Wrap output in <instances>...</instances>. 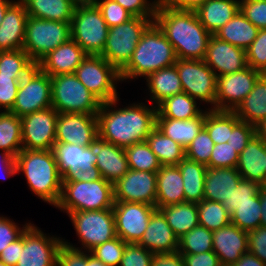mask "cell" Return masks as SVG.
<instances>
[{
  "label": "cell",
  "instance_id": "1",
  "mask_svg": "<svg viewBox=\"0 0 266 266\" xmlns=\"http://www.w3.org/2000/svg\"><path fill=\"white\" fill-rule=\"evenodd\" d=\"M119 100L101 104L96 114L98 138L123 148L146 141L156 127L157 107L137 102L117 108Z\"/></svg>",
  "mask_w": 266,
  "mask_h": 266
},
{
  "label": "cell",
  "instance_id": "2",
  "mask_svg": "<svg viewBox=\"0 0 266 266\" xmlns=\"http://www.w3.org/2000/svg\"><path fill=\"white\" fill-rule=\"evenodd\" d=\"M154 22L173 45L177 59H204L211 34L195 11L173 9L158 2Z\"/></svg>",
  "mask_w": 266,
  "mask_h": 266
},
{
  "label": "cell",
  "instance_id": "3",
  "mask_svg": "<svg viewBox=\"0 0 266 266\" xmlns=\"http://www.w3.org/2000/svg\"><path fill=\"white\" fill-rule=\"evenodd\" d=\"M17 174L23 172L30 190L56 206L62 191V176L53 150L22 149L15 157Z\"/></svg>",
  "mask_w": 266,
  "mask_h": 266
},
{
  "label": "cell",
  "instance_id": "4",
  "mask_svg": "<svg viewBox=\"0 0 266 266\" xmlns=\"http://www.w3.org/2000/svg\"><path fill=\"white\" fill-rule=\"evenodd\" d=\"M177 56L173 45L153 22L143 33L128 64L120 71L122 81L146 78L162 68L173 66Z\"/></svg>",
  "mask_w": 266,
  "mask_h": 266
},
{
  "label": "cell",
  "instance_id": "5",
  "mask_svg": "<svg viewBox=\"0 0 266 266\" xmlns=\"http://www.w3.org/2000/svg\"><path fill=\"white\" fill-rule=\"evenodd\" d=\"M113 184L103 178L95 181H62L59 210L67 213L113 208Z\"/></svg>",
  "mask_w": 266,
  "mask_h": 266
},
{
  "label": "cell",
  "instance_id": "6",
  "mask_svg": "<svg viewBox=\"0 0 266 266\" xmlns=\"http://www.w3.org/2000/svg\"><path fill=\"white\" fill-rule=\"evenodd\" d=\"M52 107L58 113L97 114L102 102L93 95L75 74L50 77Z\"/></svg>",
  "mask_w": 266,
  "mask_h": 266
},
{
  "label": "cell",
  "instance_id": "7",
  "mask_svg": "<svg viewBox=\"0 0 266 266\" xmlns=\"http://www.w3.org/2000/svg\"><path fill=\"white\" fill-rule=\"evenodd\" d=\"M154 18L132 17L127 22L109 28L101 56L119 72L128 64L143 33Z\"/></svg>",
  "mask_w": 266,
  "mask_h": 266
},
{
  "label": "cell",
  "instance_id": "8",
  "mask_svg": "<svg viewBox=\"0 0 266 266\" xmlns=\"http://www.w3.org/2000/svg\"><path fill=\"white\" fill-rule=\"evenodd\" d=\"M71 39V22L28 16L23 50L37 64L44 56Z\"/></svg>",
  "mask_w": 266,
  "mask_h": 266
},
{
  "label": "cell",
  "instance_id": "9",
  "mask_svg": "<svg viewBox=\"0 0 266 266\" xmlns=\"http://www.w3.org/2000/svg\"><path fill=\"white\" fill-rule=\"evenodd\" d=\"M109 27L96 4L75 7L71 20V39L88 55H101Z\"/></svg>",
  "mask_w": 266,
  "mask_h": 266
},
{
  "label": "cell",
  "instance_id": "10",
  "mask_svg": "<svg viewBox=\"0 0 266 266\" xmlns=\"http://www.w3.org/2000/svg\"><path fill=\"white\" fill-rule=\"evenodd\" d=\"M74 74L102 103L119 98L116 84L122 81L120 72L101 55H87Z\"/></svg>",
  "mask_w": 266,
  "mask_h": 266
},
{
  "label": "cell",
  "instance_id": "11",
  "mask_svg": "<svg viewBox=\"0 0 266 266\" xmlns=\"http://www.w3.org/2000/svg\"><path fill=\"white\" fill-rule=\"evenodd\" d=\"M84 251H90L116 237L112 208L68 214Z\"/></svg>",
  "mask_w": 266,
  "mask_h": 266
},
{
  "label": "cell",
  "instance_id": "12",
  "mask_svg": "<svg viewBox=\"0 0 266 266\" xmlns=\"http://www.w3.org/2000/svg\"><path fill=\"white\" fill-rule=\"evenodd\" d=\"M177 68L183 92L190 97L211 105L215 109L217 75L204 60L177 59Z\"/></svg>",
  "mask_w": 266,
  "mask_h": 266
},
{
  "label": "cell",
  "instance_id": "13",
  "mask_svg": "<svg viewBox=\"0 0 266 266\" xmlns=\"http://www.w3.org/2000/svg\"><path fill=\"white\" fill-rule=\"evenodd\" d=\"M52 107L50 76L37 65L20 81L17 96L9 111L18 117Z\"/></svg>",
  "mask_w": 266,
  "mask_h": 266
},
{
  "label": "cell",
  "instance_id": "14",
  "mask_svg": "<svg viewBox=\"0 0 266 266\" xmlns=\"http://www.w3.org/2000/svg\"><path fill=\"white\" fill-rule=\"evenodd\" d=\"M64 238L47 235L34 224L23 232V249L16 266H57V255Z\"/></svg>",
  "mask_w": 266,
  "mask_h": 266
},
{
  "label": "cell",
  "instance_id": "15",
  "mask_svg": "<svg viewBox=\"0 0 266 266\" xmlns=\"http://www.w3.org/2000/svg\"><path fill=\"white\" fill-rule=\"evenodd\" d=\"M58 112L48 107L21 117L22 149L53 150Z\"/></svg>",
  "mask_w": 266,
  "mask_h": 266
},
{
  "label": "cell",
  "instance_id": "16",
  "mask_svg": "<svg viewBox=\"0 0 266 266\" xmlns=\"http://www.w3.org/2000/svg\"><path fill=\"white\" fill-rule=\"evenodd\" d=\"M157 208L136 202H114L116 236L126 243H138Z\"/></svg>",
  "mask_w": 266,
  "mask_h": 266
},
{
  "label": "cell",
  "instance_id": "17",
  "mask_svg": "<svg viewBox=\"0 0 266 266\" xmlns=\"http://www.w3.org/2000/svg\"><path fill=\"white\" fill-rule=\"evenodd\" d=\"M261 72L246 68L217 77L215 110L234 111L253 90Z\"/></svg>",
  "mask_w": 266,
  "mask_h": 266
},
{
  "label": "cell",
  "instance_id": "18",
  "mask_svg": "<svg viewBox=\"0 0 266 266\" xmlns=\"http://www.w3.org/2000/svg\"><path fill=\"white\" fill-rule=\"evenodd\" d=\"M98 139L96 114L59 113L56 122V143L91 146Z\"/></svg>",
  "mask_w": 266,
  "mask_h": 266
},
{
  "label": "cell",
  "instance_id": "19",
  "mask_svg": "<svg viewBox=\"0 0 266 266\" xmlns=\"http://www.w3.org/2000/svg\"><path fill=\"white\" fill-rule=\"evenodd\" d=\"M157 172H128L113 184L114 202H136L155 206L157 198Z\"/></svg>",
  "mask_w": 266,
  "mask_h": 266
},
{
  "label": "cell",
  "instance_id": "20",
  "mask_svg": "<svg viewBox=\"0 0 266 266\" xmlns=\"http://www.w3.org/2000/svg\"><path fill=\"white\" fill-rule=\"evenodd\" d=\"M204 62L218 76L234 73L247 67L246 50L211 35Z\"/></svg>",
  "mask_w": 266,
  "mask_h": 266
},
{
  "label": "cell",
  "instance_id": "21",
  "mask_svg": "<svg viewBox=\"0 0 266 266\" xmlns=\"http://www.w3.org/2000/svg\"><path fill=\"white\" fill-rule=\"evenodd\" d=\"M212 243L221 265L232 266L248 252V233L230 222L213 231Z\"/></svg>",
  "mask_w": 266,
  "mask_h": 266
},
{
  "label": "cell",
  "instance_id": "22",
  "mask_svg": "<svg viewBox=\"0 0 266 266\" xmlns=\"http://www.w3.org/2000/svg\"><path fill=\"white\" fill-rule=\"evenodd\" d=\"M88 54L72 39L44 56L36 65L50 77L74 74Z\"/></svg>",
  "mask_w": 266,
  "mask_h": 266
},
{
  "label": "cell",
  "instance_id": "23",
  "mask_svg": "<svg viewBox=\"0 0 266 266\" xmlns=\"http://www.w3.org/2000/svg\"><path fill=\"white\" fill-rule=\"evenodd\" d=\"M151 253H171L178 251L179 239L171 229L163 213L156 209L149 219L148 227L137 243Z\"/></svg>",
  "mask_w": 266,
  "mask_h": 266
},
{
  "label": "cell",
  "instance_id": "24",
  "mask_svg": "<svg viewBox=\"0 0 266 266\" xmlns=\"http://www.w3.org/2000/svg\"><path fill=\"white\" fill-rule=\"evenodd\" d=\"M53 151L62 180L67 179L78 168L85 171L96 165L95 143L88 147L55 143Z\"/></svg>",
  "mask_w": 266,
  "mask_h": 266
},
{
  "label": "cell",
  "instance_id": "25",
  "mask_svg": "<svg viewBox=\"0 0 266 266\" xmlns=\"http://www.w3.org/2000/svg\"><path fill=\"white\" fill-rule=\"evenodd\" d=\"M28 14L25 5L16 0L0 23V51L23 49Z\"/></svg>",
  "mask_w": 266,
  "mask_h": 266
},
{
  "label": "cell",
  "instance_id": "26",
  "mask_svg": "<svg viewBox=\"0 0 266 266\" xmlns=\"http://www.w3.org/2000/svg\"><path fill=\"white\" fill-rule=\"evenodd\" d=\"M96 167L104 180L114 184L129 170L125 149L101 139L95 141Z\"/></svg>",
  "mask_w": 266,
  "mask_h": 266
},
{
  "label": "cell",
  "instance_id": "27",
  "mask_svg": "<svg viewBox=\"0 0 266 266\" xmlns=\"http://www.w3.org/2000/svg\"><path fill=\"white\" fill-rule=\"evenodd\" d=\"M265 167L266 143L255 134L239 154L236 168L242 179L257 182L263 186Z\"/></svg>",
  "mask_w": 266,
  "mask_h": 266
},
{
  "label": "cell",
  "instance_id": "28",
  "mask_svg": "<svg viewBox=\"0 0 266 266\" xmlns=\"http://www.w3.org/2000/svg\"><path fill=\"white\" fill-rule=\"evenodd\" d=\"M156 182L157 209L185 202L183 178L177 165L161 166Z\"/></svg>",
  "mask_w": 266,
  "mask_h": 266
},
{
  "label": "cell",
  "instance_id": "29",
  "mask_svg": "<svg viewBox=\"0 0 266 266\" xmlns=\"http://www.w3.org/2000/svg\"><path fill=\"white\" fill-rule=\"evenodd\" d=\"M242 176L237 168H209L205 175L204 199L222 202L238 186Z\"/></svg>",
  "mask_w": 266,
  "mask_h": 266
},
{
  "label": "cell",
  "instance_id": "30",
  "mask_svg": "<svg viewBox=\"0 0 266 266\" xmlns=\"http://www.w3.org/2000/svg\"><path fill=\"white\" fill-rule=\"evenodd\" d=\"M240 0H207L195 12L200 23L214 35L239 11Z\"/></svg>",
  "mask_w": 266,
  "mask_h": 266
},
{
  "label": "cell",
  "instance_id": "31",
  "mask_svg": "<svg viewBox=\"0 0 266 266\" xmlns=\"http://www.w3.org/2000/svg\"><path fill=\"white\" fill-rule=\"evenodd\" d=\"M205 118L206 110L198 117L187 120L156 118V127L186 149L204 127Z\"/></svg>",
  "mask_w": 266,
  "mask_h": 266
},
{
  "label": "cell",
  "instance_id": "32",
  "mask_svg": "<svg viewBox=\"0 0 266 266\" xmlns=\"http://www.w3.org/2000/svg\"><path fill=\"white\" fill-rule=\"evenodd\" d=\"M150 99L157 107L170 96L183 92L180 77L175 65L162 68L146 78Z\"/></svg>",
  "mask_w": 266,
  "mask_h": 266
},
{
  "label": "cell",
  "instance_id": "33",
  "mask_svg": "<svg viewBox=\"0 0 266 266\" xmlns=\"http://www.w3.org/2000/svg\"><path fill=\"white\" fill-rule=\"evenodd\" d=\"M237 117L250 125L257 126L266 119V77L261 75L253 90L234 110Z\"/></svg>",
  "mask_w": 266,
  "mask_h": 266
},
{
  "label": "cell",
  "instance_id": "34",
  "mask_svg": "<svg viewBox=\"0 0 266 266\" xmlns=\"http://www.w3.org/2000/svg\"><path fill=\"white\" fill-rule=\"evenodd\" d=\"M258 31L259 29L238 11L214 36L246 50L257 37Z\"/></svg>",
  "mask_w": 266,
  "mask_h": 266
},
{
  "label": "cell",
  "instance_id": "35",
  "mask_svg": "<svg viewBox=\"0 0 266 266\" xmlns=\"http://www.w3.org/2000/svg\"><path fill=\"white\" fill-rule=\"evenodd\" d=\"M177 166L183 178L185 202L200 203L204 200L207 166L186 157Z\"/></svg>",
  "mask_w": 266,
  "mask_h": 266
},
{
  "label": "cell",
  "instance_id": "36",
  "mask_svg": "<svg viewBox=\"0 0 266 266\" xmlns=\"http://www.w3.org/2000/svg\"><path fill=\"white\" fill-rule=\"evenodd\" d=\"M28 16L40 19L71 22L75 6L69 0H20Z\"/></svg>",
  "mask_w": 266,
  "mask_h": 266
},
{
  "label": "cell",
  "instance_id": "37",
  "mask_svg": "<svg viewBox=\"0 0 266 266\" xmlns=\"http://www.w3.org/2000/svg\"><path fill=\"white\" fill-rule=\"evenodd\" d=\"M159 210L178 239L199 225L197 203L182 202L161 207Z\"/></svg>",
  "mask_w": 266,
  "mask_h": 266
},
{
  "label": "cell",
  "instance_id": "38",
  "mask_svg": "<svg viewBox=\"0 0 266 266\" xmlns=\"http://www.w3.org/2000/svg\"><path fill=\"white\" fill-rule=\"evenodd\" d=\"M197 100L185 92L170 96L157 106L156 118L187 120L198 117L204 110L197 106Z\"/></svg>",
  "mask_w": 266,
  "mask_h": 266
},
{
  "label": "cell",
  "instance_id": "39",
  "mask_svg": "<svg viewBox=\"0 0 266 266\" xmlns=\"http://www.w3.org/2000/svg\"><path fill=\"white\" fill-rule=\"evenodd\" d=\"M146 142L155 153L161 166L178 165L185 157V149L157 127L148 135Z\"/></svg>",
  "mask_w": 266,
  "mask_h": 266
},
{
  "label": "cell",
  "instance_id": "40",
  "mask_svg": "<svg viewBox=\"0 0 266 266\" xmlns=\"http://www.w3.org/2000/svg\"><path fill=\"white\" fill-rule=\"evenodd\" d=\"M208 110V111H207ZM240 121L234 111L206 108L204 128L214 144L227 143L232 128Z\"/></svg>",
  "mask_w": 266,
  "mask_h": 266
},
{
  "label": "cell",
  "instance_id": "41",
  "mask_svg": "<svg viewBox=\"0 0 266 266\" xmlns=\"http://www.w3.org/2000/svg\"><path fill=\"white\" fill-rule=\"evenodd\" d=\"M0 150L10 153L13 157L22 150L21 117L9 111L0 113Z\"/></svg>",
  "mask_w": 266,
  "mask_h": 266
},
{
  "label": "cell",
  "instance_id": "42",
  "mask_svg": "<svg viewBox=\"0 0 266 266\" xmlns=\"http://www.w3.org/2000/svg\"><path fill=\"white\" fill-rule=\"evenodd\" d=\"M124 149L129 169L157 172L161 168L155 153L146 141L130 145Z\"/></svg>",
  "mask_w": 266,
  "mask_h": 266
},
{
  "label": "cell",
  "instance_id": "43",
  "mask_svg": "<svg viewBox=\"0 0 266 266\" xmlns=\"http://www.w3.org/2000/svg\"><path fill=\"white\" fill-rule=\"evenodd\" d=\"M199 225L208 230L215 231L231 222L227 209L217 201L207 199L197 203Z\"/></svg>",
  "mask_w": 266,
  "mask_h": 266
},
{
  "label": "cell",
  "instance_id": "44",
  "mask_svg": "<svg viewBox=\"0 0 266 266\" xmlns=\"http://www.w3.org/2000/svg\"><path fill=\"white\" fill-rule=\"evenodd\" d=\"M213 231L198 225L179 238L178 252L181 254H198L213 251Z\"/></svg>",
  "mask_w": 266,
  "mask_h": 266
},
{
  "label": "cell",
  "instance_id": "45",
  "mask_svg": "<svg viewBox=\"0 0 266 266\" xmlns=\"http://www.w3.org/2000/svg\"><path fill=\"white\" fill-rule=\"evenodd\" d=\"M35 65L23 49L0 51V75L26 76Z\"/></svg>",
  "mask_w": 266,
  "mask_h": 266
},
{
  "label": "cell",
  "instance_id": "46",
  "mask_svg": "<svg viewBox=\"0 0 266 266\" xmlns=\"http://www.w3.org/2000/svg\"><path fill=\"white\" fill-rule=\"evenodd\" d=\"M259 193L251 197L250 202H244L236 206V210L230 215L231 223L246 232L255 230L261 226V208Z\"/></svg>",
  "mask_w": 266,
  "mask_h": 266
},
{
  "label": "cell",
  "instance_id": "47",
  "mask_svg": "<svg viewBox=\"0 0 266 266\" xmlns=\"http://www.w3.org/2000/svg\"><path fill=\"white\" fill-rule=\"evenodd\" d=\"M64 239L57 255V266H107L88 251Z\"/></svg>",
  "mask_w": 266,
  "mask_h": 266
},
{
  "label": "cell",
  "instance_id": "48",
  "mask_svg": "<svg viewBox=\"0 0 266 266\" xmlns=\"http://www.w3.org/2000/svg\"><path fill=\"white\" fill-rule=\"evenodd\" d=\"M214 145V141L203 127L199 134L192 140L191 144L185 149V157L207 166L210 162Z\"/></svg>",
  "mask_w": 266,
  "mask_h": 266
},
{
  "label": "cell",
  "instance_id": "49",
  "mask_svg": "<svg viewBox=\"0 0 266 266\" xmlns=\"http://www.w3.org/2000/svg\"><path fill=\"white\" fill-rule=\"evenodd\" d=\"M125 244L126 242L116 236L103 244L97 245L89 252L107 266H119L125 249Z\"/></svg>",
  "mask_w": 266,
  "mask_h": 266
},
{
  "label": "cell",
  "instance_id": "50",
  "mask_svg": "<svg viewBox=\"0 0 266 266\" xmlns=\"http://www.w3.org/2000/svg\"><path fill=\"white\" fill-rule=\"evenodd\" d=\"M260 187L261 185L257 182L241 179L238 186L230 195L229 200L226 198L221 204L231 215L236 210V206H239L244 202H250L251 197H255L259 193Z\"/></svg>",
  "mask_w": 266,
  "mask_h": 266
},
{
  "label": "cell",
  "instance_id": "51",
  "mask_svg": "<svg viewBox=\"0 0 266 266\" xmlns=\"http://www.w3.org/2000/svg\"><path fill=\"white\" fill-rule=\"evenodd\" d=\"M247 66L263 73L266 70V29H259L258 35L246 49Z\"/></svg>",
  "mask_w": 266,
  "mask_h": 266
},
{
  "label": "cell",
  "instance_id": "52",
  "mask_svg": "<svg viewBox=\"0 0 266 266\" xmlns=\"http://www.w3.org/2000/svg\"><path fill=\"white\" fill-rule=\"evenodd\" d=\"M95 4L101 10L109 28L127 22L133 16L114 0H96Z\"/></svg>",
  "mask_w": 266,
  "mask_h": 266
},
{
  "label": "cell",
  "instance_id": "53",
  "mask_svg": "<svg viewBox=\"0 0 266 266\" xmlns=\"http://www.w3.org/2000/svg\"><path fill=\"white\" fill-rule=\"evenodd\" d=\"M239 154L227 142L215 144L211 153L209 168H236Z\"/></svg>",
  "mask_w": 266,
  "mask_h": 266
},
{
  "label": "cell",
  "instance_id": "54",
  "mask_svg": "<svg viewBox=\"0 0 266 266\" xmlns=\"http://www.w3.org/2000/svg\"><path fill=\"white\" fill-rule=\"evenodd\" d=\"M239 11L258 29H266V0H240Z\"/></svg>",
  "mask_w": 266,
  "mask_h": 266
},
{
  "label": "cell",
  "instance_id": "55",
  "mask_svg": "<svg viewBox=\"0 0 266 266\" xmlns=\"http://www.w3.org/2000/svg\"><path fill=\"white\" fill-rule=\"evenodd\" d=\"M153 253L137 243H126L119 266H151Z\"/></svg>",
  "mask_w": 266,
  "mask_h": 266
},
{
  "label": "cell",
  "instance_id": "56",
  "mask_svg": "<svg viewBox=\"0 0 266 266\" xmlns=\"http://www.w3.org/2000/svg\"><path fill=\"white\" fill-rule=\"evenodd\" d=\"M25 76L0 75V111H10L15 103L20 81ZM2 108H4L2 110Z\"/></svg>",
  "mask_w": 266,
  "mask_h": 266
},
{
  "label": "cell",
  "instance_id": "57",
  "mask_svg": "<svg viewBox=\"0 0 266 266\" xmlns=\"http://www.w3.org/2000/svg\"><path fill=\"white\" fill-rule=\"evenodd\" d=\"M31 222L21 228L12 219L0 216V254L12 242L19 239Z\"/></svg>",
  "mask_w": 266,
  "mask_h": 266
},
{
  "label": "cell",
  "instance_id": "58",
  "mask_svg": "<svg viewBox=\"0 0 266 266\" xmlns=\"http://www.w3.org/2000/svg\"><path fill=\"white\" fill-rule=\"evenodd\" d=\"M255 134V126L240 120L232 128L228 143L240 154Z\"/></svg>",
  "mask_w": 266,
  "mask_h": 266
},
{
  "label": "cell",
  "instance_id": "59",
  "mask_svg": "<svg viewBox=\"0 0 266 266\" xmlns=\"http://www.w3.org/2000/svg\"><path fill=\"white\" fill-rule=\"evenodd\" d=\"M124 7L133 17L155 18L158 0H114Z\"/></svg>",
  "mask_w": 266,
  "mask_h": 266
},
{
  "label": "cell",
  "instance_id": "60",
  "mask_svg": "<svg viewBox=\"0 0 266 266\" xmlns=\"http://www.w3.org/2000/svg\"><path fill=\"white\" fill-rule=\"evenodd\" d=\"M248 252L266 264V227L248 231Z\"/></svg>",
  "mask_w": 266,
  "mask_h": 266
},
{
  "label": "cell",
  "instance_id": "61",
  "mask_svg": "<svg viewBox=\"0 0 266 266\" xmlns=\"http://www.w3.org/2000/svg\"><path fill=\"white\" fill-rule=\"evenodd\" d=\"M185 266H220L221 262L214 251L198 254H182Z\"/></svg>",
  "mask_w": 266,
  "mask_h": 266
},
{
  "label": "cell",
  "instance_id": "62",
  "mask_svg": "<svg viewBox=\"0 0 266 266\" xmlns=\"http://www.w3.org/2000/svg\"><path fill=\"white\" fill-rule=\"evenodd\" d=\"M20 249H23V234L16 241L10 243L0 254V261L8 266H16L20 255Z\"/></svg>",
  "mask_w": 266,
  "mask_h": 266
},
{
  "label": "cell",
  "instance_id": "63",
  "mask_svg": "<svg viewBox=\"0 0 266 266\" xmlns=\"http://www.w3.org/2000/svg\"><path fill=\"white\" fill-rule=\"evenodd\" d=\"M151 266H185L182 254L178 251L171 253L153 254Z\"/></svg>",
  "mask_w": 266,
  "mask_h": 266
},
{
  "label": "cell",
  "instance_id": "64",
  "mask_svg": "<svg viewBox=\"0 0 266 266\" xmlns=\"http://www.w3.org/2000/svg\"><path fill=\"white\" fill-rule=\"evenodd\" d=\"M0 169L3 174L0 176L1 179L9 178L17 174L15 157L4 150L0 153Z\"/></svg>",
  "mask_w": 266,
  "mask_h": 266
},
{
  "label": "cell",
  "instance_id": "65",
  "mask_svg": "<svg viewBox=\"0 0 266 266\" xmlns=\"http://www.w3.org/2000/svg\"><path fill=\"white\" fill-rule=\"evenodd\" d=\"M207 0H158L162 6H167L178 10L195 11Z\"/></svg>",
  "mask_w": 266,
  "mask_h": 266
},
{
  "label": "cell",
  "instance_id": "66",
  "mask_svg": "<svg viewBox=\"0 0 266 266\" xmlns=\"http://www.w3.org/2000/svg\"><path fill=\"white\" fill-rule=\"evenodd\" d=\"M101 178L102 177L99 169L94 166L92 167V169L85 171H82L78 168L74 173H72L67 179L63 181H95Z\"/></svg>",
  "mask_w": 266,
  "mask_h": 266
},
{
  "label": "cell",
  "instance_id": "67",
  "mask_svg": "<svg viewBox=\"0 0 266 266\" xmlns=\"http://www.w3.org/2000/svg\"><path fill=\"white\" fill-rule=\"evenodd\" d=\"M232 266H266L258 257L250 252L244 253Z\"/></svg>",
  "mask_w": 266,
  "mask_h": 266
},
{
  "label": "cell",
  "instance_id": "68",
  "mask_svg": "<svg viewBox=\"0 0 266 266\" xmlns=\"http://www.w3.org/2000/svg\"><path fill=\"white\" fill-rule=\"evenodd\" d=\"M260 208H261V226L266 227V187L259 189Z\"/></svg>",
  "mask_w": 266,
  "mask_h": 266
},
{
  "label": "cell",
  "instance_id": "69",
  "mask_svg": "<svg viewBox=\"0 0 266 266\" xmlns=\"http://www.w3.org/2000/svg\"><path fill=\"white\" fill-rule=\"evenodd\" d=\"M256 135L266 143V119L255 126Z\"/></svg>",
  "mask_w": 266,
  "mask_h": 266
},
{
  "label": "cell",
  "instance_id": "70",
  "mask_svg": "<svg viewBox=\"0 0 266 266\" xmlns=\"http://www.w3.org/2000/svg\"><path fill=\"white\" fill-rule=\"evenodd\" d=\"M15 2V0H0V23L4 18L6 10Z\"/></svg>",
  "mask_w": 266,
  "mask_h": 266
},
{
  "label": "cell",
  "instance_id": "71",
  "mask_svg": "<svg viewBox=\"0 0 266 266\" xmlns=\"http://www.w3.org/2000/svg\"><path fill=\"white\" fill-rule=\"evenodd\" d=\"M75 7L95 4L96 0H69Z\"/></svg>",
  "mask_w": 266,
  "mask_h": 266
},
{
  "label": "cell",
  "instance_id": "72",
  "mask_svg": "<svg viewBox=\"0 0 266 266\" xmlns=\"http://www.w3.org/2000/svg\"><path fill=\"white\" fill-rule=\"evenodd\" d=\"M0 266H8L4 262L0 261Z\"/></svg>",
  "mask_w": 266,
  "mask_h": 266
},
{
  "label": "cell",
  "instance_id": "73",
  "mask_svg": "<svg viewBox=\"0 0 266 266\" xmlns=\"http://www.w3.org/2000/svg\"><path fill=\"white\" fill-rule=\"evenodd\" d=\"M264 174H265V183H266V167L264 169Z\"/></svg>",
  "mask_w": 266,
  "mask_h": 266
},
{
  "label": "cell",
  "instance_id": "74",
  "mask_svg": "<svg viewBox=\"0 0 266 266\" xmlns=\"http://www.w3.org/2000/svg\"><path fill=\"white\" fill-rule=\"evenodd\" d=\"M262 75L266 77V70L262 73Z\"/></svg>",
  "mask_w": 266,
  "mask_h": 266
}]
</instances>
